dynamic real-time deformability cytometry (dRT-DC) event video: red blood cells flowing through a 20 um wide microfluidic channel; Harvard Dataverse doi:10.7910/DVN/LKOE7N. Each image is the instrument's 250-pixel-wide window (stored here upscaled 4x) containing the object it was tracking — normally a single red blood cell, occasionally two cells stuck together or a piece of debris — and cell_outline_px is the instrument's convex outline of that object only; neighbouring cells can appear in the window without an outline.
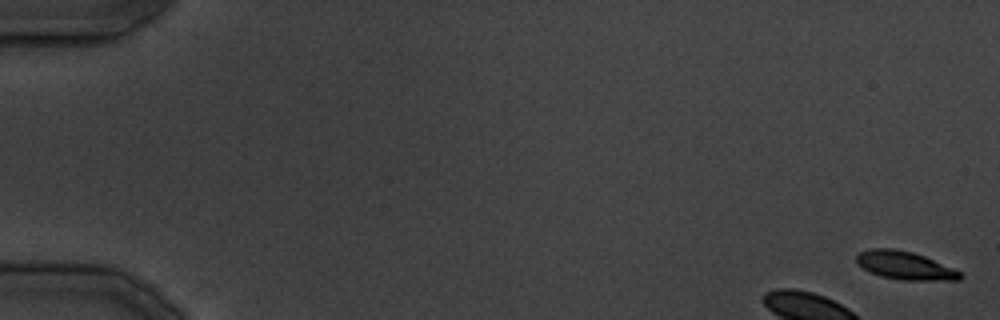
{"species": "common noctule bat (a hibernating species)", "species_latin": "Nyctalus noctula", "temperature_condition": "cold", "stored_images_in_passage": 9, "camera_frame_rate_fps": 3000, "um_per_image_px": 0.085, "animal": {"sex": "male", "body_mass_g": 19.5, "forearm_length_mm": 54.6}, "frame": {"image": 1, "passage_image": 1, "time_ms": 0.0, "image_size_px": [1000, 320], "cell_outline_px": [[964, 276], [960, 280], [900, 280], [880, 276], [856, 264], [856, 256], [860, 252], [872, 248], [892, 248], [912, 252], [924, 256], [952, 268], [960, 272]], "centroid_in_image_um": [76.91, 22.57], "position_along_channel_um": 8.1, "area_um2": 16.88}}